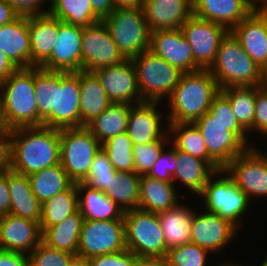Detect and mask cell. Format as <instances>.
Here are the masks:
<instances>
[{"label": "cell", "mask_w": 267, "mask_h": 266, "mask_svg": "<svg viewBox=\"0 0 267 266\" xmlns=\"http://www.w3.org/2000/svg\"><path fill=\"white\" fill-rule=\"evenodd\" d=\"M248 1L254 8L261 9L267 7V0H248Z\"/></svg>", "instance_id": "e7e4bbea"}, {"label": "cell", "mask_w": 267, "mask_h": 266, "mask_svg": "<svg viewBox=\"0 0 267 266\" xmlns=\"http://www.w3.org/2000/svg\"><path fill=\"white\" fill-rule=\"evenodd\" d=\"M219 92L217 81L208 69L182 74L167 100L170 110L167 123H194L209 111Z\"/></svg>", "instance_id": "7a4b0ae2"}, {"label": "cell", "mask_w": 267, "mask_h": 266, "mask_svg": "<svg viewBox=\"0 0 267 266\" xmlns=\"http://www.w3.org/2000/svg\"><path fill=\"white\" fill-rule=\"evenodd\" d=\"M167 146L168 149L166 150L164 148L161 151L159 159L155 162L147 176L156 178L160 181L173 183L172 175L176 170V147L172 143H169Z\"/></svg>", "instance_id": "c3c4849f"}, {"label": "cell", "mask_w": 267, "mask_h": 266, "mask_svg": "<svg viewBox=\"0 0 267 266\" xmlns=\"http://www.w3.org/2000/svg\"><path fill=\"white\" fill-rule=\"evenodd\" d=\"M178 201L174 183L160 181L147 175L140 176L138 208L159 213L175 207Z\"/></svg>", "instance_id": "f546056e"}, {"label": "cell", "mask_w": 267, "mask_h": 266, "mask_svg": "<svg viewBox=\"0 0 267 266\" xmlns=\"http://www.w3.org/2000/svg\"><path fill=\"white\" fill-rule=\"evenodd\" d=\"M167 124L170 141L177 149L206 161L215 171L222 170L209 156L202 134L194 123Z\"/></svg>", "instance_id": "836d02e7"}, {"label": "cell", "mask_w": 267, "mask_h": 266, "mask_svg": "<svg viewBox=\"0 0 267 266\" xmlns=\"http://www.w3.org/2000/svg\"><path fill=\"white\" fill-rule=\"evenodd\" d=\"M259 266H267V258H265V260L261 262Z\"/></svg>", "instance_id": "a7ac6f4b"}, {"label": "cell", "mask_w": 267, "mask_h": 266, "mask_svg": "<svg viewBox=\"0 0 267 266\" xmlns=\"http://www.w3.org/2000/svg\"><path fill=\"white\" fill-rule=\"evenodd\" d=\"M150 31L180 29L193 15V0H143Z\"/></svg>", "instance_id": "603a6c76"}, {"label": "cell", "mask_w": 267, "mask_h": 266, "mask_svg": "<svg viewBox=\"0 0 267 266\" xmlns=\"http://www.w3.org/2000/svg\"><path fill=\"white\" fill-rule=\"evenodd\" d=\"M0 266H30L28 254L0 249Z\"/></svg>", "instance_id": "db71d44e"}, {"label": "cell", "mask_w": 267, "mask_h": 266, "mask_svg": "<svg viewBox=\"0 0 267 266\" xmlns=\"http://www.w3.org/2000/svg\"><path fill=\"white\" fill-rule=\"evenodd\" d=\"M7 184L10 192V214L40 222L42 204L32 191L27 175L12 171L7 165Z\"/></svg>", "instance_id": "4316f807"}, {"label": "cell", "mask_w": 267, "mask_h": 266, "mask_svg": "<svg viewBox=\"0 0 267 266\" xmlns=\"http://www.w3.org/2000/svg\"><path fill=\"white\" fill-rule=\"evenodd\" d=\"M215 172L206 161L176 148V170L172 175L174 184L178 180L198 196Z\"/></svg>", "instance_id": "4dcf8cb0"}, {"label": "cell", "mask_w": 267, "mask_h": 266, "mask_svg": "<svg viewBox=\"0 0 267 266\" xmlns=\"http://www.w3.org/2000/svg\"><path fill=\"white\" fill-rule=\"evenodd\" d=\"M0 106L7 131L38 127L34 67L18 68L0 85Z\"/></svg>", "instance_id": "3957f363"}, {"label": "cell", "mask_w": 267, "mask_h": 266, "mask_svg": "<svg viewBox=\"0 0 267 266\" xmlns=\"http://www.w3.org/2000/svg\"><path fill=\"white\" fill-rule=\"evenodd\" d=\"M84 217L78 210L62 222L42 232V242L48 247L77 255Z\"/></svg>", "instance_id": "d6a6232c"}, {"label": "cell", "mask_w": 267, "mask_h": 266, "mask_svg": "<svg viewBox=\"0 0 267 266\" xmlns=\"http://www.w3.org/2000/svg\"><path fill=\"white\" fill-rule=\"evenodd\" d=\"M13 9L19 14L24 16H31L40 13H46L49 9H44L43 2L47 0H5ZM51 1V0H49ZM42 8V9H41Z\"/></svg>", "instance_id": "816d5d0a"}, {"label": "cell", "mask_w": 267, "mask_h": 266, "mask_svg": "<svg viewBox=\"0 0 267 266\" xmlns=\"http://www.w3.org/2000/svg\"><path fill=\"white\" fill-rule=\"evenodd\" d=\"M93 11L103 20L115 9L112 0H90Z\"/></svg>", "instance_id": "11a10c76"}, {"label": "cell", "mask_w": 267, "mask_h": 266, "mask_svg": "<svg viewBox=\"0 0 267 266\" xmlns=\"http://www.w3.org/2000/svg\"><path fill=\"white\" fill-rule=\"evenodd\" d=\"M81 127L87 126L110 104V100L93 72L79 71Z\"/></svg>", "instance_id": "1f68e13d"}, {"label": "cell", "mask_w": 267, "mask_h": 266, "mask_svg": "<svg viewBox=\"0 0 267 266\" xmlns=\"http://www.w3.org/2000/svg\"><path fill=\"white\" fill-rule=\"evenodd\" d=\"M208 70L220 89L258 86L259 83L260 67L245 52L231 31L221 40L215 61Z\"/></svg>", "instance_id": "277c9868"}, {"label": "cell", "mask_w": 267, "mask_h": 266, "mask_svg": "<svg viewBox=\"0 0 267 266\" xmlns=\"http://www.w3.org/2000/svg\"><path fill=\"white\" fill-rule=\"evenodd\" d=\"M194 124L200 130L209 156L223 169L248 147L232 132V124H224L207 111Z\"/></svg>", "instance_id": "4fadbf2b"}, {"label": "cell", "mask_w": 267, "mask_h": 266, "mask_svg": "<svg viewBox=\"0 0 267 266\" xmlns=\"http://www.w3.org/2000/svg\"><path fill=\"white\" fill-rule=\"evenodd\" d=\"M79 210L76 183L67 190L56 194L42 203L40 228L43 232L47 227L62 222L66 217Z\"/></svg>", "instance_id": "8d00e7d4"}, {"label": "cell", "mask_w": 267, "mask_h": 266, "mask_svg": "<svg viewBox=\"0 0 267 266\" xmlns=\"http://www.w3.org/2000/svg\"><path fill=\"white\" fill-rule=\"evenodd\" d=\"M150 50L183 74L200 70L194 62L192 48L181 29L152 31Z\"/></svg>", "instance_id": "d6986e66"}, {"label": "cell", "mask_w": 267, "mask_h": 266, "mask_svg": "<svg viewBox=\"0 0 267 266\" xmlns=\"http://www.w3.org/2000/svg\"><path fill=\"white\" fill-rule=\"evenodd\" d=\"M131 105L111 103L86 127L103 144L110 138L127 130Z\"/></svg>", "instance_id": "e575fe53"}, {"label": "cell", "mask_w": 267, "mask_h": 266, "mask_svg": "<svg viewBox=\"0 0 267 266\" xmlns=\"http://www.w3.org/2000/svg\"><path fill=\"white\" fill-rule=\"evenodd\" d=\"M216 266H234V263H232V262L231 263L230 262L229 263H224V264L222 263V264H219V265H216Z\"/></svg>", "instance_id": "003e7915"}, {"label": "cell", "mask_w": 267, "mask_h": 266, "mask_svg": "<svg viewBox=\"0 0 267 266\" xmlns=\"http://www.w3.org/2000/svg\"><path fill=\"white\" fill-rule=\"evenodd\" d=\"M126 248L137 257H165L166 242L158 213L136 208L124 213Z\"/></svg>", "instance_id": "ba28073f"}, {"label": "cell", "mask_w": 267, "mask_h": 266, "mask_svg": "<svg viewBox=\"0 0 267 266\" xmlns=\"http://www.w3.org/2000/svg\"><path fill=\"white\" fill-rule=\"evenodd\" d=\"M83 27L62 22L50 57L40 66L49 71H82Z\"/></svg>", "instance_id": "e0dca14e"}, {"label": "cell", "mask_w": 267, "mask_h": 266, "mask_svg": "<svg viewBox=\"0 0 267 266\" xmlns=\"http://www.w3.org/2000/svg\"><path fill=\"white\" fill-rule=\"evenodd\" d=\"M7 129L4 125L3 118H2V111L0 106V137H7Z\"/></svg>", "instance_id": "03108f58"}, {"label": "cell", "mask_w": 267, "mask_h": 266, "mask_svg": "<svg viewBox=\"0 0 267 266\" xmlns=\"http://www.w3.org/2000/svg\"><path fill=\"white\" fill-rule=\"evenodd\" d=\"M79 211L87 220H124V212L103 191L76 183Z\"/></svg>", "instance_id": "83f0119b"}, {"label": "cell", "mask_w": 267, "mask_h": 266, "mask_svg": "<svg viewBox=\"0 0 267 266\" xmlns=\"http://www.w3.org/2000/svg\"><path fill=\"white\" fill-rule=\"evenodd\" d=\"M198 196L204 199L203 207L207 212L216 214L240 230L241 217L245 216L251 201L224 169L209 178Z\"/></svg>", "instance_id": "5b68a950"}, {"label": "cell", "mask_w": 267, "mask_h": 266, "mask_svg": "<svg viewBox=\"0 0 267 266\" xmlns=\"http://www.w3.org/2000/svg\"><path fill=\"white\" fill-rule=\"evenodd\" d=\"M101 148L100 141L86 126L60 130V163L73 183L87 178Z\"/></svg>", "instance_id": "9c48e42d"}, {"label": "cell", "mask_w": 267, "mask_h": 266, "mask_svg": "<svg viewBox=\"0 0 267 266\" xmlns=\"http://www.w3.org/2000/svg\"><path fill=\"white\" fill-rule=\"evenodd\" d=\"M171 143L167 132L160 140L147 144L133 145L134 172L138 175H147L155 162L159 159L161 151Z\"/></svg>", "instance_id": "7bdbcfd3"}, {"label": "cell", "mask_w": 267, "mask_h": 266, "mask_svg": "<svg viewBox=\"0 0 267 266\" xmlns=\"http://www.w3.org/2000/svg\"><path fill=\"white\" fill-rule=\"evenodd\" d=\"M257 148L255 145L247 148L223 168L250 201L267 197V153Z\"/></svg>", "instance_id": "30bf717a"}, {"label": "cell", "mask_w": 267, "mask_h": 266, "mask_svg": "<svg viewBox=\"0 0 267 266\" xmlns=\"http://www.w3.org/2000/svg\"><path fill=\"white\" fill-rule=\"evenodd\" d=\"M209 112L222 123L232 124V132L248 148L253 147L254 144L248 142V132L237 121L229 99L221 91L214 97Z\"/></svg>", "instance_id": "f6af8a7d"}, {"label": "cell", "mask_w": 267, "mask_h": 266, "mask_svg": "<svg viewBox=\"0 0 267 266\" xmlns=\"http://www.w3.org/2000/svg\"><path fill=\"white\" fill-rule=\"evenodd\" d=\"M180 29L192 48L195 64L200 69H209L215 61L221 40L229 30L221 24L194 15Z\"/></svg>", "instance_id": "5bb4252c"}, {"label": "cell", "mask_w": 267, "mask_h": 266, "mask_svg": "<svg viewBox=\"0 0 267 266\" xmlns=\"http://www.w3.org/2000/svg\"><path fill=\"white\" fill-rule=\"evenodd\" d=\"M114 8L138 9L143 7V0H112Z\"/></svg>", "instance_id": "91938a15"}, {"label": "cell", "mask_w": 267, "mask_h": 266, "mask_svg": "<svg viewBox=\"0 0 267 266\" xmlns=\"http://www.w3.org/2000/svg\"><path fill=\"white\" fill-rule=\"evenodd\" d=\"M137 266H169L166 257H139Z\"/></svg>", "instance_id": "680465c9"}, {"label": "cell", "mask_w": 267, "mask_h": 266, "mask_svg": "<svg viewBox=\"0 0 267 266\" xmlns=\"http://www.w3.org/2000/svg\"><path fill=\"white\" fill-rule=\"evenodd\" d=\"M209 253L207 249L189 242L168 250L165 257L169 266H205Z\"/></svg>", "instance_id": "ee69618b"}, {"label": "cell", "mask_w": 267, "mask_h": 266, "mask_svg": "<svg viewBox=\"0 0 267 266\" xmlns=\"http://www.w3.org/2000/svg\"><path fill=\"white\" fill-rule=\"evenodd\" d=\"M48 9L51 15L71 25L86 27L102 20L90 0H51Z\"/></svg>", "instance_id": "f35d334b"}, {"label": "cell", "mask_w": 267, "mask_h": 266, "mask_svg": "<svg viewBox=\"0 0 267 266\" xmlns=\"http://www.w3.org/2000/svg\"><path fill=\"white\" fill-rule=\"evenodd\" d=\"M254 7L248 0H193V15L231 31Z\"/></svg>", "instance_id": "cb8c5ba5"}, {"label": "cell", "mask_w": 267, "mask_h": 266, "mask_svg": "<svg viewBox=\"0 0 267 266\" xmlns=\"http://www.w3.org/2000/svg\"><path fill=\"white\" fill-rule=\"evenodd\" d=\"M7 137H0V170L7 166Z\"/></svg>", "instance_id": "94428289"}, {"label": "cell", "mask_w": 267, "mask_h": 266, "mask_svg": "<svg viewBox=\"0 0 267 266\" xmlns=\"http://www.w3.org/2000/svg\"><path fill=\"white\" fill-rule=\"evenodd\" d=\"M80 91L79 71H60V87H56L55 109L43 120V126L59 130L81 127Z\"/></svg>", "instance_id": "9a60e30c"}, {"label": "cell", "mask_w": 267, "mask_h": 266, "mask_svg": "<svg viewBox=\"0 0 267 266\" xmlns=\"http://www.w3.org/2000/svg\"><path fill=\"white\" fill-rule=\"evenodd\" d=\"M138 86L143 101L162 102L172 94L183 74L151 50L133 57Z\"/></svg>", "instance_id": "52a82bcc"}, {"label": "cell", "mask_w": 267, "mask_h": 266, "mask_svg": "<svg viewBox=\"0 0 267 266\" xmlns=\"http://www.w3.org/2000/svg\"><path fill=\"white\" fill-rule=\"evenodd\" d=\"M158 104L143 101L131 105L126 132L133 145L156 142L168 132V128L162 126L161 120L166 116L157 109Z\"/></svg>", "instance_id": "ffe728a7"}, {"label": "cell", "mask_w": 267, "mask_h": 266, "mask_svg": "<svg viewBox=\"0 0 267 266\" xmlns=\"http://www.w3.org/2000/svg\"><path fill=\"white\" fill-rule=\"evenodd\" d=\"M123 249H126L124 220H84L77 255L91 258Z\"/></svg>", "instance_id": "8fae6325"}, {"label": "cell", "mask_w": 267, "mask_h": 266, "mask_svg": "<svg viewBox=\"0 0 267 266\" xmlns=\"http://www.w3.org/2000/svg\"><path fill=\"white\" fill-rule=\"evenodd\" d=\"M35 96L38 109V126L55 109L56 87H60V71L34 67Z\"/></svg>", "instance_id": "ab89813d"}, {"label": "cell", "mask_w": 267, "mask_h": 266, "mask_svg": "<svg viewBox=\"0 0 267 266\" xmlns=\"http://www.w3.org/2000/svg\"><path fill=\"white\" fill-rule=\"evenodd\" d=\"M196 213V214H195ZM194 211L191 222V243L211 253L221 252L239 231L234 225L216 214ZM234 237V238H233Z\"/></svg>", "instance_id": "ac0fdd59"}, {"label": "cell", "mask_w": 267, "mask_h": 266, "mask_svg": "<svg viewBox=\"0 0 267 266\" xmlns=\"http://www.w3.org/2000/svg\"><path fill=\"white\" fill-rule=\"evenodd\" d=\"M7 184V166L0 170V216L10 214L11 200Z\"/></svg>", "instance_id": "f5cc1de1"}, {"label": "cell", "mask_w": 267, "mask_h": 266, "mask_svg": "<svg viewBox=\"0 0 267 266\" xmlns=\"http://www.w3.org/2000/svg\"><path fill=\"white\" fill-rule=\"evenodd\" d=\"M18 68L0 51V85Z\"/></svg>", "instance_id": "9f6ffc18"}, {"label": "cell", "mask_w": 267, "mask_h": 266, "mask_svg": "<svg viewBox=\"0 0 267 266\" xmlns=\"http://www.w3.org/2000/svg\"><path fill=\"white\" fill-rule=\"evenodd\" d=\"M138 258L126 248L117 253L91 257L89 261L91 266H137Z\"/></svg>", "instance_id": "681fc988"}, {"label": "cell", "mask_w": 267, "mask_h": 266, "mask_svg": "<svg viewBox=\"0 0 267 266\" xmlns=\"http://www.w3.org/2000/svg\"><path fill=\"white\" fill-rule=\"evenodd\" d=\"M231 32L258 67L267 61V7L254 8Z\"/></svg>", "instance_id": "7402d4cb"}, {"label": "cell", "mask_w": 267, "mask_h": 266, "mask_svg": "<svg viewBox=\"0 0 267 266\" xmlns=\"http://www.w3.org/2000/svg\"><path fill=\"white\" fill-rule=\"evenodd\" d=\"M258 87L267 91V61L260 66Z\"/></svg>", "instance_id": "6125c7cd"}, {"label": "cell", "mask_w": 267, "mask_h": 266, "mask_svg": "<svg viewBox=\"0 0 267 266\" xmlns=\"http://www.w3.org/2000/svg\"><path fill=\"white\" fill-rule=\"evenodd\" d=\"M75 254L48 247L41 242L30 254V266H68Z\"/></svg>", "instance_id": "7dc6e473"}, {"label": "cell", "mask_w": 267, "mask_h": 266, "mask_svg": "<svg viewBox=\"0 0 267 266\" xmlns=\"http://www.w3.org/2000/svg\"><path fill=\"white\" fill-rule=\"evenodd\" d=\"M42 242L40 224L12 214L0 216V249L30 254Z\"/></svg>", "instance_id": "44dd1931"}, {"label": "cell", "mask_w": 267, "mask_h": 266, "mask_svg": "<svg viewBox=\"0 0 267 266\" xmlns=\"http://www.w3.org/2000/svg\"><path fill=\"white\" fill-rule=\"evenodd\" d=\"M190 208L178 203L175 207L158 213L166 242V253L172 248L191 242L194 209Z\"/></svg>", "instance_id": "f1b7e54d"}, {"label": "cell", "mask_w": 267, "mask_h": 266, "mask_svg": "<svg viewBox=\"0 0 267 266\" xmlns=\"http://www.w3.org/2000/svg\"><path fill=\"white\" fill-rule=\"evenodd\" d=\"M115 174L116 170L109 161L107 153L101 148L96 153L90 172L83 182L94 189L104 191Z\"/></svg>", "instance_id": "bcb514c9"}, {"label": "cell", "mask_w": 267, "mask_h": 266, "mask_svg": "<svg viewBox=\"0 0 267 266\" xmlns=\"http://www.w3.org/2000/svg\"><path fill=\"white\" fill-rule=\"evenodd\" d=\"M111 103L137 104L143 102L136 70L131 59L93 71Z\"/></svg>", "instance_id": "2e32d148"}, {"label": "cell", "mask_w": 267, "mask_h": 266, "mask_svg": "<svg viewBox=\"0 0 267 266\" xmlns=\"http://www.w3.org/2000/svg\"><path fill=\"white\" fill-rule=\"evenodd\" d=\"M140 175L116 171L103 191L125 213L139 207Z\"/></svg>", "instance_id": "d590c367"}, {"label": "cell", "mask_w": 267, "mask_h": 266, "mask_svg": "<svg viewBox=\"0 0 267 266\" xmlns=\"http://www.w3.org/2000/svg\"><path fill=\"white\" fill-rule=\"evenodd\" d=\"M68 266H91V264H90L89 258L82 257L79 255H74L71 258Z\"/></svg>", "instance_id": "be15d7a7"}, {"label": "cell", "mask_w": 267, "mask_h": 266, "mask_svg": "<svg viewBox=\"0 0 267 266\" xmlns=\"http://www.w3.org/2000/svg\"><path fill=\"white\" fill-rule=\"evenodd\" d=\"M234 266H244V265H240V264H234ZM246 266V265H245Z\"/></svg>", "instance_id": "89a4df30"}, {"label": "cell", "mask_w": 267, "mask_h": 266, "mask_svg": "<svg viewBox=\"0 0 267 266\" xmlns=\"http://www.w3.org/2000/svg\"><path fill=\"white\" fill-rule=\"evenodd\" d=\"M59 19L49 12L28 16L31 67H40L51 55Z\"/></svg>", "instance_id": "d4e9b609"}, {"label": "cell", "mask_w": 267, "mask_h": 266, "mask_svg": "<svg viewBox=\"0 0 267 266\" xmlns=\"http://www.w3.org/2000/svg\"><path fill=\"white\" fill-rule=\"evenodd\" d=\"M112 39L126 59L150 50L151 31L143 8H115L103 19Z\"/></svg>", "instance_id": "8992f818"}, {"label": "cell", "mask_w": 267, "mask_h": 266, "mask_svg": "<svg viewBox=\"0 0 267 266\" xmlns=\"http://www.w3.org/2000/svg\"><path fill=\"white\" fill-rule=\"evenodd\" d=\"M220 91L229 99L239 124L248 132H254L256 86L227 87Z\"/></svg>", "instance_id": "60d3db41"}, {"label": "cell", "mask_w": 267, "mask_h": 266, "mask_svg": "<svg viewBox=\"0 0 267 266\" xmlns=\"http://www.w3.org/2000/svg\"><path fill=\"white\" fill-rule=\"evenodd\" d=\"M0 51L17 68L31 67L28 16L19 15L12 22L0 26Z\"/></svg>", "instance_id": "484cf974"}, {"label": "cell", "mask_w": 267, "mask_h": 266, "mask_svg": "<svg viewBox=\"0 0 267 266\" xmlns=\"http://www.w3.org/2000/svg\"><path fill=\"white\" fill-rule=\"evenodd\" d=\"M28 177L32 191L41 204L67 190L73 184L61 163L33 173Z\"/></svg>", "instance_id": "74e56055"}, {"label": "cell", "mask_w": 267, "mask_h": 266, "mask_svg": "<svg viewBox=\"0 0 267 266\" xmlns=\"http://www.w3.org/2000/svg\"><path fill=\"white\" fill-rule=\"evenodd\" d=\"M102 148L116 171L134 172L133 143L126 131L110 138Z\"/></svg>", "instance_id": "b9f144b4"}, {"label": "cell", "mask_w": 267, "mask_h": 266, "mask_svg": "<svg viewBox=\"0 0 267 266\" xmlns=\"http://www.w3.org/2000/svg\"><path fill=\"white\" fill-rule=\"evenodd\" d=\"M19 14L5 0H0V26L15 20Z\"/></svg>", "instance_id": "6f0895ef"}, {"label": "cell", "mask_w": 267, "mask_h": 266, "mask_svg": "<svg viewBox=\"0 0 267 266\" xmlns=\"http://www.w3.org/2000/svg\"><path fill=\"white\" fill-rule=\"evenodd\" d=\"M254 132L267 137V91L256 86Z\"/></svg>", "instance_id": "f907efd6"}, {"label": "cell", "mask_w": 267, "mask_h": 266, "mask_svg": "<svg viewBox=\"0 0 267 266\" xmlns=\"http://www.w3.org/2000/svg\"><path fill=\"white\" fill-rule=\"evenodd\" d=\"M7 165L31 175L60 163V130L45 126L21 127L7 133Z\"/></svg>", "instance_id": "6da1fadb"}, {"label": "cell", "mask_w": 267, "mask_h": 266, "mask_svg": "<svg viewBox=\"0 0 267 266\" xmlns=\"http://www.w3.org/2000/svg\"><path fill=\"white\" fill-rule=\"evenodd\" d=\"M125 60L103 20L83 27L82 71L93 72Z\"/></svg>", "instance_id": "7c38bea8"}]
</instances>
